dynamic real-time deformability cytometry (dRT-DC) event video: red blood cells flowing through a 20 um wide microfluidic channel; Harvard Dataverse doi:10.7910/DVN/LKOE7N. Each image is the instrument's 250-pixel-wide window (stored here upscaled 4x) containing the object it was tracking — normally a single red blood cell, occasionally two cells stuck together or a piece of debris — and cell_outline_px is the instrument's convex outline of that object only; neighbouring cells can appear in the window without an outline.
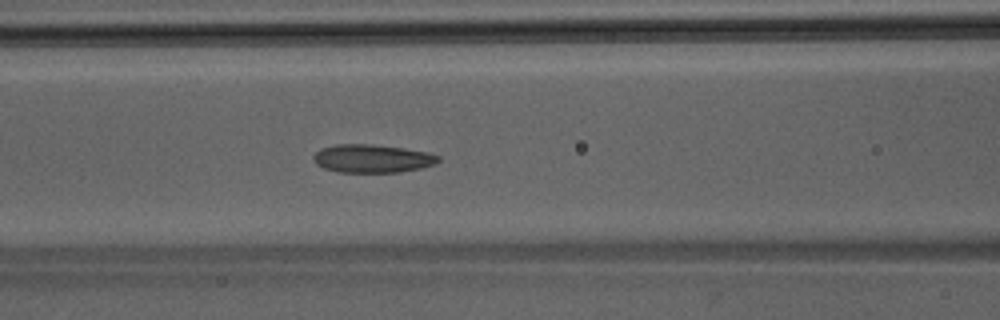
{"species": "Egyptian fruit bat (a non-hibernating species)", "species_latin": "Rousettus aegyptiacus", "temperature_condition": "room temperature", "stored_images_in_passage": 43, "camera_frame_rate_fps": 3000, "um_per_image_px": 0.085, "animal": {"sex": "male"}, "frame": {"image": 1, "passage_image": 16, "time_ms": 5.0, "image_size_px": [1000, 320], "cell_outline_px": [[440, 160], [436, 164], [420, 168], [400, 172], [336, 172], [324, 168], [316, 164], [312, 156], [320, 148], [336, 144], [368, 144], [400, 148], [428, 152], [440, 156]], "centroid_in_image_um": [31.62, 13.48], "position_along_channel_um": 135.0, "area_um2": 20.52}}
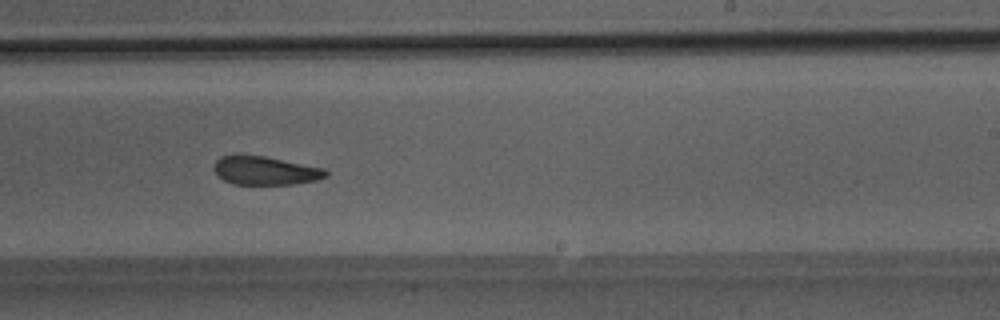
{"frame": {"image": 2, "passage_image": 25, "time_ms": 8.0, "image_size_px": [1000, 320], "cell_outline_px": [[328, 176], [316, 180], [292, 184], [232, 184], [224, 180], [212, 168], [216, 160], [220, 156], [264, 156], [324, 168], [328, 172]], "centroid_in_image_um": [22.56, 14.51], "position_along_channel_um": 266.4, "area_um2": 18.32}}
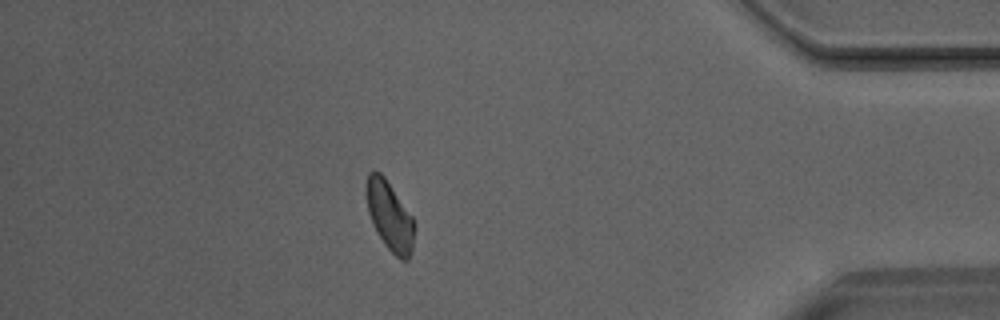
{"frame": {"image": 3, "passage_image": 37, "time_ms": 12.0, "image_size_px": [1000, 320], "cell_outline_px": [[416, 224], [412, 252], [408, 260], [400, 260], [384, 244], [372, 224], [368, 212], [364, 192], [364, 184], [368, 172], [372, 168], [380, 172], [384, 176], [412, 216]], "centroid_in_image_um": [33.09, 18.32], "position_along_channel_um": 402.1, "area_um2": 19.94}}